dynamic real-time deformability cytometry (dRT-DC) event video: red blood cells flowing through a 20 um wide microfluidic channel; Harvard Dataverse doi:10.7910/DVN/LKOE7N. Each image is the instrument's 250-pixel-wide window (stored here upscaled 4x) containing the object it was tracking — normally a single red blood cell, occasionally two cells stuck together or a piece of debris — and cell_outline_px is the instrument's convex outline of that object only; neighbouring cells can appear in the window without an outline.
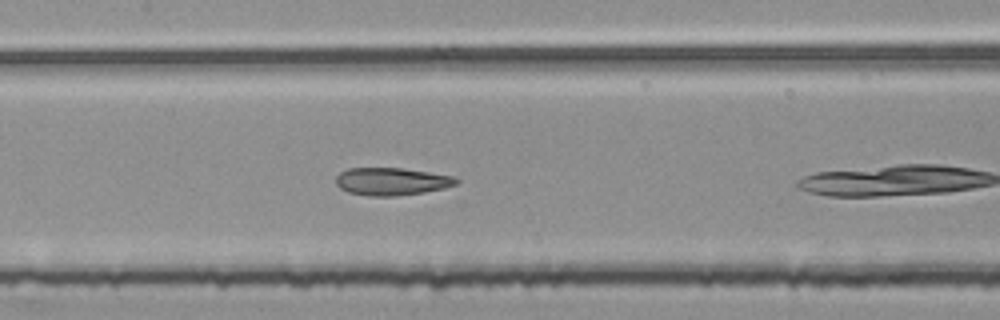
{"species": "common noctule bat (a hibernating species)", "species_latin": "Nyctalus noctula", "temperature_condition": "room temperature", "stored_images_in_passage": 18, "camera_frame_rate_fps": 3000, "um_per_image_px": 0.085, "animal": {"sex": "female", "body_mass_g": 25.1}, "frame": {"image": 1, "passage_image": 11, "time_ms": 3.333, "image_size_px": [1000, 320], "cell_outline_px": [[460, 180], [456, 184], [444, 188], [424, 192], [396, 196], [368, 196], [348, 192], [340, 188], [336, 184], [336, 176], [340, 172], [348, 168], [400, 168], [428, 172], [452, 176]], "centroid_in_image_um": [33.26, 15.43], "position_along_channel_um": 174.1, "area_um2": 19.31}}
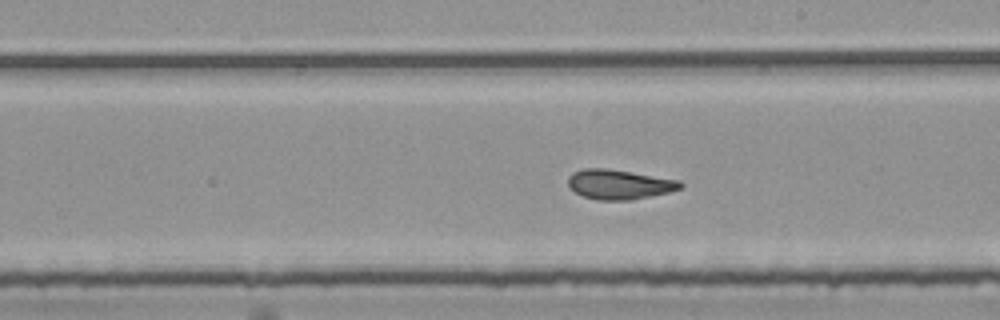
{"frame": {"image": 2, "passage_image": 16, "time_ms": 5.0, "image_size_px": [1000, 320], "cell_outline_px": [[684, 188], [668, 192], [628, 200], [596, 200], [584, 196], [576, 192], [568, 184], [568, 176], [572, 172], [584, 168], [608, 168], [680, 180], [684, 184]], "centroid_in_image_um": [52.65, 15.66], "position_along_channel_um": 236.4, "area_um2": 19.42}}